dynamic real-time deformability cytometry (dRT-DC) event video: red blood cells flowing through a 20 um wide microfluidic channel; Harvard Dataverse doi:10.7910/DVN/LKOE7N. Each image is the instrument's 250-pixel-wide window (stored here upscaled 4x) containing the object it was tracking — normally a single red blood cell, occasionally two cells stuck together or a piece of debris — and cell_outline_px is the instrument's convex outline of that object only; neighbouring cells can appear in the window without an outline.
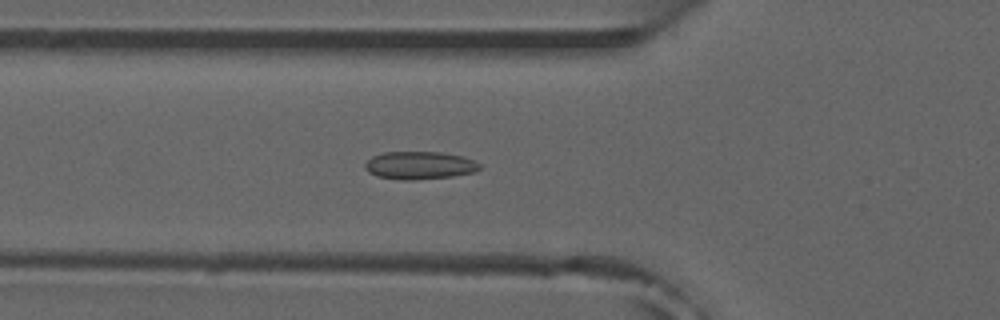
{"species": "common noctule bat (a hibernating species)", "species_latin": "Nyctalus noctula", "temperature_condition": "room temperature", "stored_images_in_passage": 33, "camera_frame_rate_fps": 3000, "um_per_image_px": 0.085, "animal": {"sex": "male", "forearm_length_mm": 52.5}, "frame": {"image": 1, "passage_image": 19, "time_ms": 6.0, "image_size_px": [1000, 320], "cell_outline_px": [[480, 168], [476, 172], [452, 176], [412, 180], [404, 180], [376, 176], [368, 172], [364, 168], [364, 164], [372, 156], [384, 152], [440, 152], [464, 156], [480, 164]], "centroid_in_image_um": [35.65, 14.05], "position_along_channel_um": 90.2, "area_um2": 18.61}}
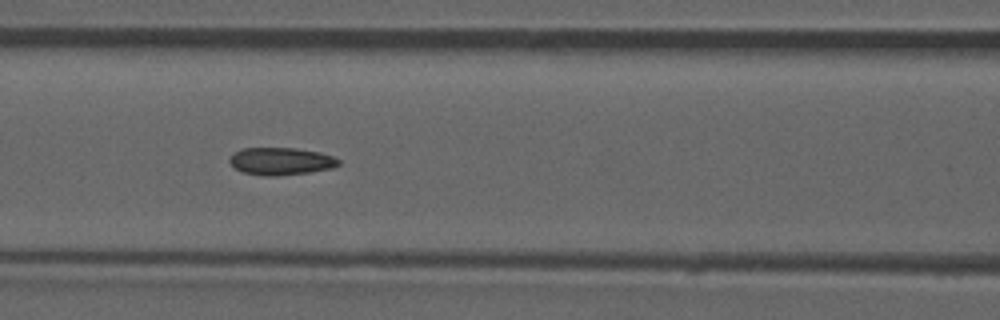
{"frame": {"image": 2, "passage_image": 23, "time_ms": 7.333, "image_size_px": [1000, 320], "cell_outline_px": [[340, 164], [332, 168], [308, 172], [276, 176], [268, 176], [244, 172], [236, 168], [228, 160], [232, 152], [244, 148], [296, 148], [320, 152], [332, 156], [340, 160]], "centroid_in_image_um": [23.88, 13.69], "position_along_channel_um": 142.7, "area_um2": 17.34}}